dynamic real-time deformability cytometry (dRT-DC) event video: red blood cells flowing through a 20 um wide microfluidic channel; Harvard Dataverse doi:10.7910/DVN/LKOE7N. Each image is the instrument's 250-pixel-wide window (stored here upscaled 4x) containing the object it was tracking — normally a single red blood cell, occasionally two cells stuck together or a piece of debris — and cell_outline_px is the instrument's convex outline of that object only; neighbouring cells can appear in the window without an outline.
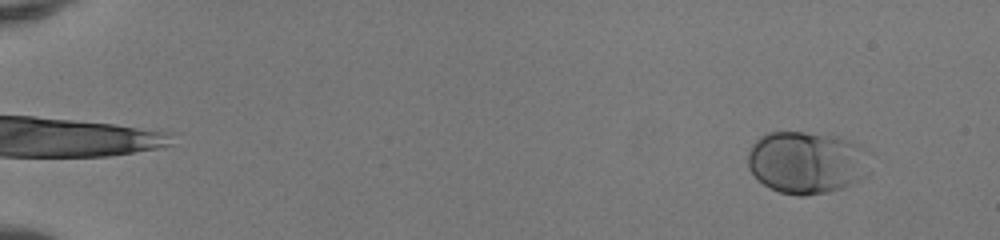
{"species": "human", "species_latin": "Homo sapiens", "temperature_condition": "room temperature", "stored_images_in_passage": 52, "camera_frame_rate_fps": 3000, "um_per_image_px": 0.085, "donor": {"sex": "female"}, "frame": {"image": 1, "passage_image": 5, "time_ms": 1.333, "image_size_px": [1000, 240], "cell_outline_px": [[872, 152], [852, 180], [844, 188], [804, 196], [800, 196], [780, 192], [764, 184], [748, 168], [748, 152], [752, 144], [760, 136], [768, 132], [804, 132], [836, 136], [852, 140], [860, 144]], "centroid_in_image_um": [68.48, 13.75], "position_along_channel_um": 16.5, "area_um2": 43.47}}
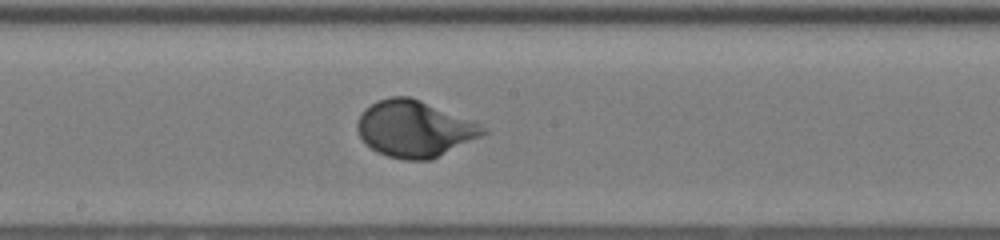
{"frame": {"image": 2, "passage_image": 31, "time_ms": 10.0, "image_size_px": [1000, 240], "cell_outline_px": [[492, 132], [432, 160], [404, 160], [388, 156], [376, 152], [360, 136], [356, 128], [356, 124], [364, 108], [376, 100], [392, 96], [408, 96], [420, 100], [480, 124]], "centroid_in_image_um": [35.25, 10.96], "position_along_channel_um": 212.9, "area_um2": 41.44}}
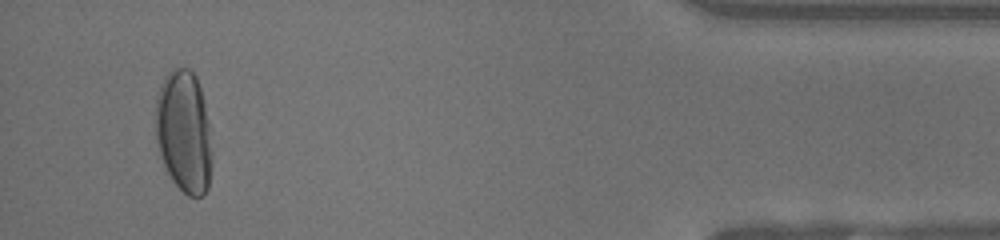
{"frame": {"image": 3, "passage_image": 50, "time_ms": 16.333, "image_size_px": [1000, 240], "cell_outline_px": [[212, 164], [208, 188], [200, 196], [188, 196], [172, 180], [160, 156], [156, 140], [156, 100], [160, 84], [164, 76], [172, 68], [188, 68], [196, 76], [204, 100], [208, 124]], "centroid_in_image_um": [15.62, 11.18], "position_along_channel_um": 419.6, "area_um2": 40.11}, "authors_computed_cell_mechanics": {"area_um2": 40.3444, "velocity_mm_per_s": 4.1031, "shape_relaxation_time_tau1_ms": 2.3328, "shape_relaxation_time_tau2_ms": null, "deformation_change_tau1": 0.1636, "deformation_change_tau2": null}}